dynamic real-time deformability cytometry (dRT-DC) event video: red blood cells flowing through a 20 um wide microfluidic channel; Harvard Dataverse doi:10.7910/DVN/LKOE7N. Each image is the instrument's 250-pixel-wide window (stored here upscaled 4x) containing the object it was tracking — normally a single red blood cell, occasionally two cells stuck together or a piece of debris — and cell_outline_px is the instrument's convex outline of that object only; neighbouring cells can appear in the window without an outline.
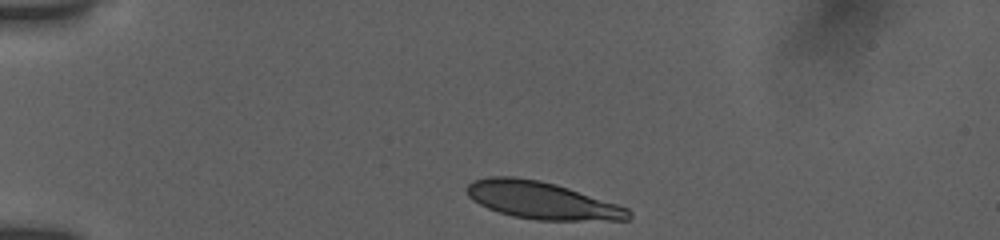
{"species": "human", "species_latin": "Homo sapiens", "temperature_condition": "room temperature", "stored_images_in_passage": 5, "camera_frame_rate_fps": 3000, "um_per_image_px": 0.085, "donor": {"sex": "female"}, "frame": {"image": 1, "passage_image": 1, "time_ms": 0.0, "image_size_px": [1000, 240], "cell_outline_px": [[632, 216], [628, 220], [536, 220], [512, 216], [488, 208], [472, 200], [468, 196], [468, 184], [472, 180], [492, 176], [512, 176], [540, 180], [556, 184], [628, 208], [632, 212]], "centroid_in_image_um": [46.05, 17.03], "position_along_channel_um": 39.0, "area_um2": 34.91}}
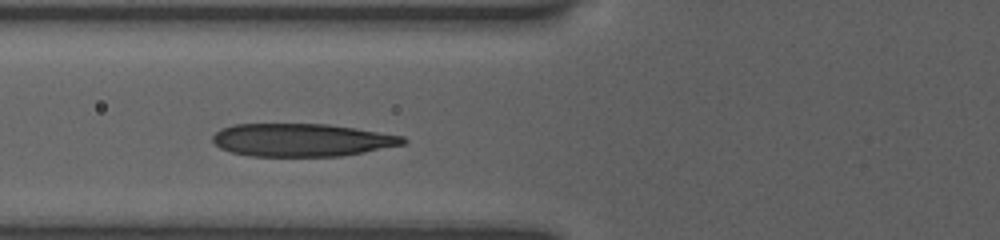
{"frame": {"image": 2, "passage_image": 4, "time_ms": 3.0, "image_size_px": [1000, 240], "cell_outline_px": [[408, 140], [404, 144], [364, 152], [340, 156], [252, 156], [232, 152], [220, 148], [212, 140], [212, 136], [220, 128], [232, 124], [328, 124], [356, 128], [404, 136]], "centroid_in_image_um": [25.64, 11.89], "position_along_channel_um": 100.2, "area_um2": 36.53}}
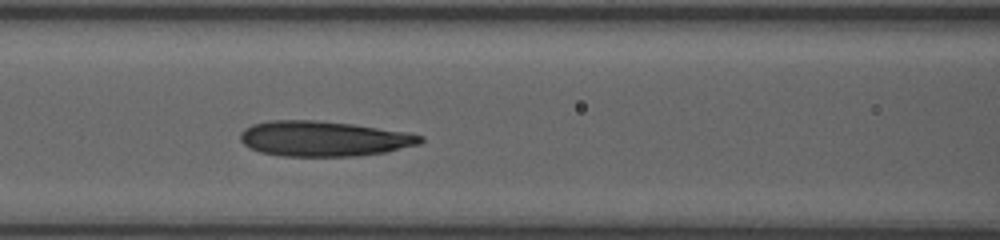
{"frame": {"image": 3, "passage_image": 5, "time_ms": 4.0, "image_size_px": [1000, 240], "cell_outline_px": [[424, 140], [420, 144], [388, 152], [356, 156], [284, 156], [260, 152], [248, 148], [240, 140], [240, 132], [244, 128], [252, 124], [268, 120], [316, 120], [352, 124], [408, 132], [424, 136]], "centroid_in_image_um": [27.52, 11.79], "position_along_channel_um": 139.1, "area_um2": 37.34}}